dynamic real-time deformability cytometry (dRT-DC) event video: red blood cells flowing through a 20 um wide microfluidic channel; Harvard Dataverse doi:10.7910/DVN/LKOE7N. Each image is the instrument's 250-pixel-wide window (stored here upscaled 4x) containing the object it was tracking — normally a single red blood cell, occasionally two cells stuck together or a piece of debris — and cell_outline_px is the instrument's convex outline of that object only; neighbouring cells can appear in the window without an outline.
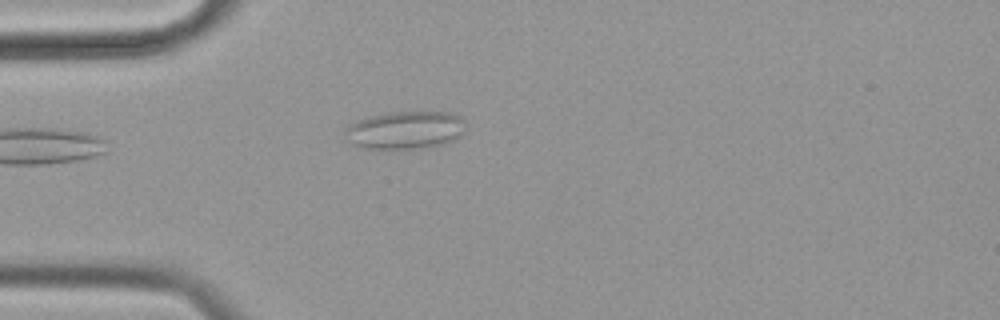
{"species": "common noctule bat (a hibernating species)", "species_latin": "Nyctalus noctula", "temperature_condition": "cold", "stored_images_in_passage": 3, "camera_frame_rate_fps": 3000, "um_per_image_px": 0.085, "animal": {"sex": "female", "body_mass_g": 19.9}, "frame": {"image": 1, "passage_image": 2, "time_ms": 0.333, "image_size_px": [1000, 320], "cell_outline_px": [[464, 132], [460, 136], [452, 140], [440, 144], [420, 148], [364, 148], [352, 144], [348, 140], [344, 132], [344, 128], [348, 124], [368, 116], [388, 112], [448, 112], [460, 116], [464, 120]], "centroid_in_image_um": [34.41, 11.04], "position_along_channel_um": 50.6, "area_um2": 26.53}}